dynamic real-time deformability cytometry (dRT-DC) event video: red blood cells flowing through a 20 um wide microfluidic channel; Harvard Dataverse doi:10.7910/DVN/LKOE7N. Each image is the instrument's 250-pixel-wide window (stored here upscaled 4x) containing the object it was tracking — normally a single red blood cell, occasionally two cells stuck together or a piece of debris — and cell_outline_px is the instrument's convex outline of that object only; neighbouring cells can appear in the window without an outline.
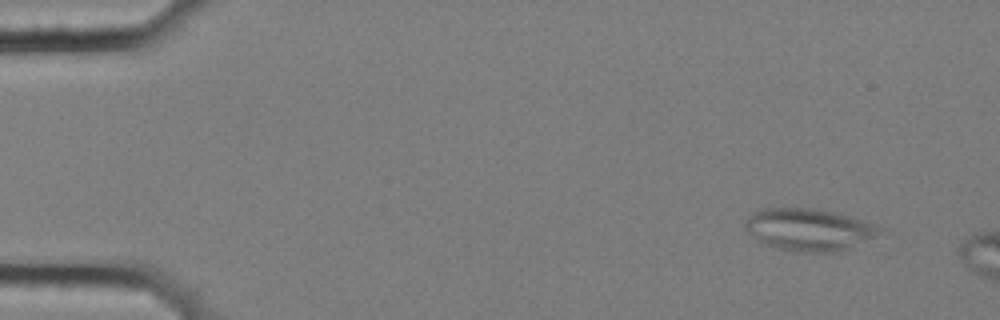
{"species": "common noctule bat (a hibernating species)", "species_latin": "Nyctalus noctula", "temperature_condition": "cold", "stored_images_in_passage": 15, "camera_frame_rate_fps": 3000, "um_per_image_px": 0.085, "animal": {"sex": "female", "body_mass_g": 25.1}, "frame": {"image": 1, "passage_image": 5, "time_ms": 1.333, "image_size_px": [1000, 320], "cell_outline_px": [[884, 236], [836, 252], [784, 252], [760, 244], [748, 232], [744, 224], [744, 220], [752, 212], [760, 208], [812, 208], [832, 212], [860, 220], [884, 228]], "centroid_in_image_um": [68.73, 19.55], "position_along_channel_um": 16.3, "area_um2": 33.87}}